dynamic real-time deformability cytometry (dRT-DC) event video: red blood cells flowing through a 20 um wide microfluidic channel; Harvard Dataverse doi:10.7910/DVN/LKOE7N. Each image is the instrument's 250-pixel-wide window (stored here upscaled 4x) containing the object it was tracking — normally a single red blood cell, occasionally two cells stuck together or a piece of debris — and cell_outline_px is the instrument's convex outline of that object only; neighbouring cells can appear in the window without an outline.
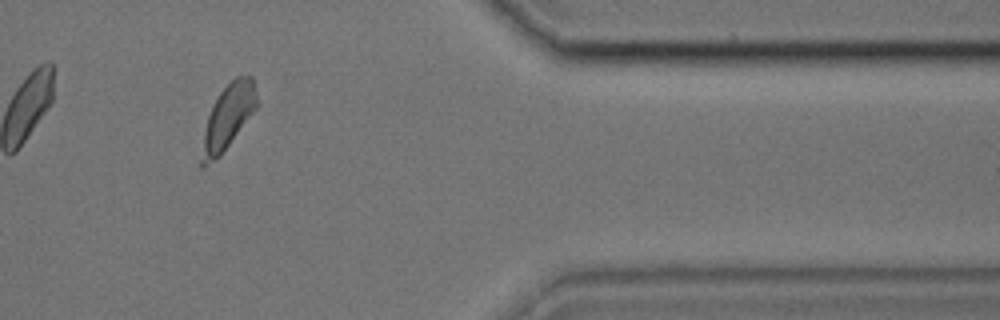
{"species": "common noctule bat (a hibernating species)", "species_latin": "Nyctalus noctula", "temperature_condition": "cold", "stored_images_in_passage": 33, "camera_frame_rate_fps": 3000, "um_per_image_px": 0.085, "animal": {"sex": "male", "body_mass_g": 17.9, "forearm_length_mm": 54.2}, "frame": {"image": 1, "passage_image": 31, "time_ms": 10.0, "image_size_px": [1000, 320], "cell_outline_px": [[260, 104], [220, 156], [204, 168], [200, 168], [196, 164], [208, 116], [212, 104], [220, 92], [236, 76], [252, 76]], "centroid_in_image_um": [19.34, 10.02], "position_along_channel_um": 392.1, "area_um2": 21.27}}